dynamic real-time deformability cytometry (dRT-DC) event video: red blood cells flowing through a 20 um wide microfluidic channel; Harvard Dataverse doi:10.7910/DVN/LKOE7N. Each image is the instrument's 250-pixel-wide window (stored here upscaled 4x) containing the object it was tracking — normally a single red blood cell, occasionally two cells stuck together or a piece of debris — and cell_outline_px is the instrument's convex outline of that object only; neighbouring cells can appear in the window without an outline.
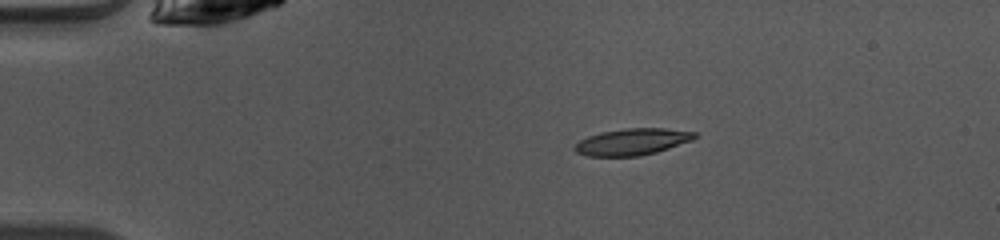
{"species": "common noctule bat (a hibernating species)", "species_latin": "Nyctalus noctula", "temperature_condition": "warm", "stored_images_in_passage": 41, "camera_frame_rate_fps": 3000, "um_per_image_px": 0.085, "animal": {"sex": "female", "body_mass_g": 10.0, "forearm_length_mm": 53.1}, "frame": {"image": 1, "passage_image": 1, "time_ms": 0.0, "image_size_px": [1000, 240], "cell_outline_px": [[696, 136], [692, 140], [656, 152], [640, 156], [588, 156], [576, 152], [572, 148], [580, 140], [588, 136], [600, 132], [624, 128], [664, 128], [696, 132]], "centroid_in_image_um": [53.71, 12.05], "position_along_channel_um": 31.3, "area_um2": 18.55}}
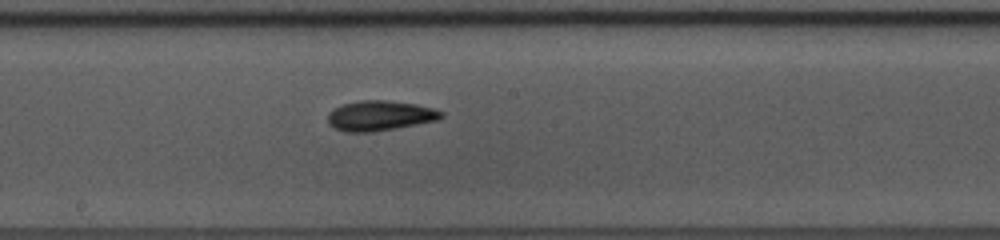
{"frame": {"image": 2, "passage_image": 18, "time_ms": 5.667, "image_size_px": [1000, 240], "cell_outline_px": [[444, 116], [436, 120], [396, 128], [372, 132], [348, 132], [336, 128], [328, 124], [328, 112], [332, 108], [344, 104], [360, 100], [388, 100], [416, 104], [436, 108], [444, 112]], "centroid_in_image_um": [32.3, 9.82], "position_along_channel_um": 215.9, "area_um2": 19.94}}
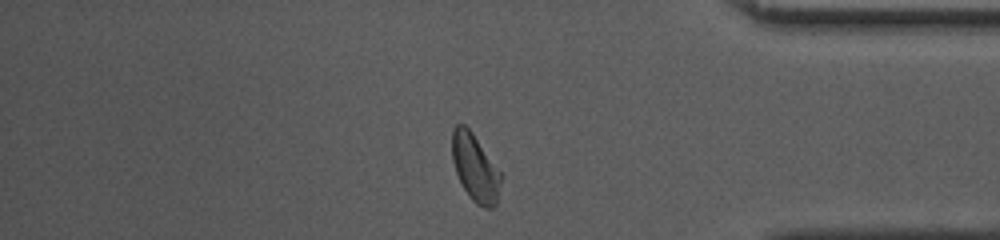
{"frame": {"image": 3, "passage_image": 33, "time_ms": 10.667, "image_size_px": [1000, 240], "cell_outline_px": [[500, 180], [496, 204], [492, 208], [484, 208], [476, 204], [472, 200], [464, 188], [456, 172], [452, 160], [452, 132], [456, 124], [464, 124], [472, 132], [500, 172]], "centroid_in_image_um": [40.36, 14.26], "position_along_channel_um": 394.8, "area_um2": 18.67}, "authors_computed_cell_mechanics": {"area_um2": 19.363, "velocity_mm_per_s": 4.0932, "shape_relaxation_time_tau1_ms": 5.4754, "shape_relaxation_time_tau2_ms": 4.353, "deformation_change_tau1": 0.2146, "deformation_change_tau2": 0.0794}}